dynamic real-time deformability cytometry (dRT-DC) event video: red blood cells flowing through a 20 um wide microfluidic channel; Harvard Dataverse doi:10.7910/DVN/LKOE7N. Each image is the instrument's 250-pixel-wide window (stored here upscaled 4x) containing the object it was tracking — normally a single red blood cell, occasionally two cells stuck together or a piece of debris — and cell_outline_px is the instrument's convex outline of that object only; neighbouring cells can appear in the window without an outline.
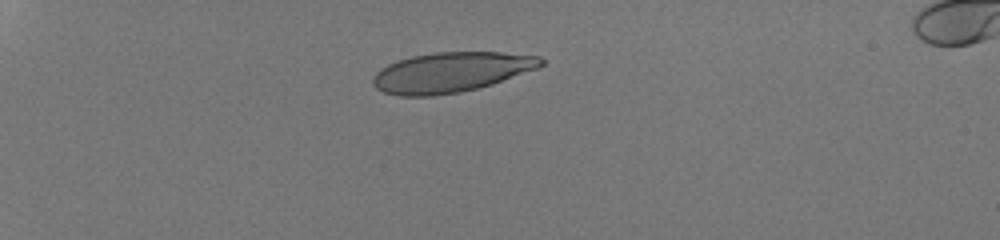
{"species": "human", "species_latin": "Homo sapiens", "temperature_condition": "room temperature", "stored_images_in_passage": 37, "camera_frame_rate_fps": 3000, "um_per_image_px": 0.085, "donor": {"sex": "male"}, "frame": {"image": 1, "passage_image": 1, "time_ms": 0.0, "image_size_px": [1000, 240], "cell_outline_px": [[544, 64], [536, 68], [492, 84], [460, 92], [432, 96], [400, 96], [384, 92], [376, 88], [372, 84], [372, 80], [376, 72], [380, 68], [396, 60], [412, 56], [436, 52], [500, 52], [540, 56], [544, 60]], "centroid_in_image_um": [38.3, 6.13], "position_along_channel_um": 46.7, "area_um2": 39.07}}
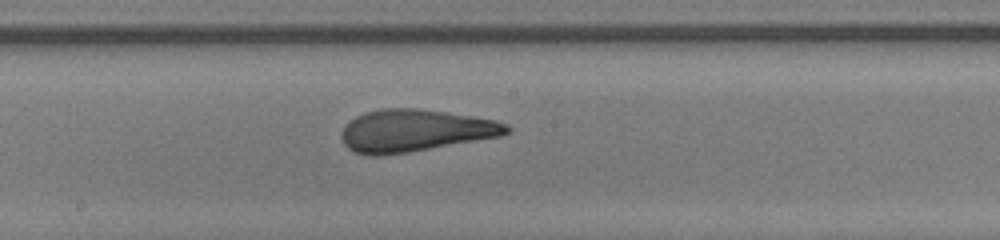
{"frame": {"image": 2, "passage_image": 18, "time_ms": 5.667, "image_size_px": [1000, 240], "cell_outline_px": [[512, 128], [504, 136], [408, 152], [380, 156], [368, 156], [356, 152], [348, 148], [344, 144], [340, 136], [344, 128], [356, 116], [364, 112], [384, 108], [416, 108], [444, 112], [496, 120], [508, 124]], "centroid_in_image_um": [35.3, 11.11], "position_along_channel_um": 212.9, "area_um2": 40.58}}
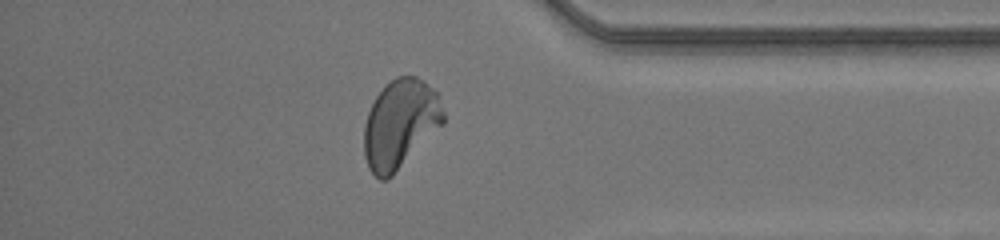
{"frame": {"image": 3, "passage_image": 32, "time_ms": 10.333, "image_size_px": [1000, 240], "cell_outline_px": [[444, 124], [388, 180], [380, 180], [368, 168], [364, 156], [364, 124], [368, 112], [376, 96], [396, 76], [416, 76], [424, 80], [436, 92], [444, 112]], "centroid_in_image_um": [34.02, 10.55], "position_along_channel_um": 401.2, "area_um2": 40.98}, "authors_computed_cell_mechanics": {"area_um2": 40.2866, "velocity_mm_per_s": 4.2161, "shape_relaxation_time_tau1_ms": 5.3179, "shape_relaxation_time_tau2_ms": null, "deformation_change_tau1": 0.2623, "deformation_change_tau2": null}}